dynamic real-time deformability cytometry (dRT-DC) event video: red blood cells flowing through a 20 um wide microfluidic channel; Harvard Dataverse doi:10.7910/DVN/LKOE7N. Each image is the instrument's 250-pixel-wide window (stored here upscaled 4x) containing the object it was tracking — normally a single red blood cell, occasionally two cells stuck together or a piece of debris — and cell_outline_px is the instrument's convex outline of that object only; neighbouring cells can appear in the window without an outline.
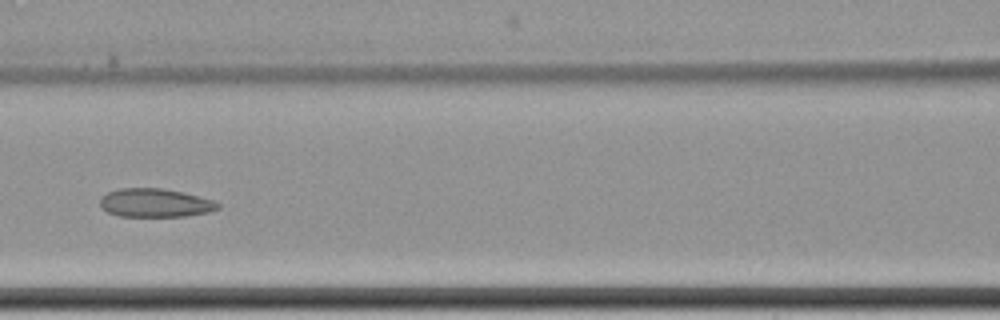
{"species": "common noctule bat (a hibernating species)", "species_latin": "Nyctalus noctula", "temperature_condition": "cold", "stored_images_in_passage": 10, "camera_frame_rate_fps": 3000, "um_per_image_px": 0.085, "animal": {"sex": "female", "body_mass_g": 22.7, "forearm_length_mm": 54.2}, "frame": {"image": 1, "passage_image": 10, "time_ms": 11.0, "image_size_px": [1000, 320], "cell_outline_px": [[220, 208], [208, 212], [184, 216], [120, 216], [108, 212], [100, 208], [100, 196], [108, 192], [120, 188], [160, 188], [184, 192], [212, 200], [220, 204]], "centroid_in_image_um": [13.15, 17.24], "position_along_channel_um": 153.4, "area_um2": 19.59}}